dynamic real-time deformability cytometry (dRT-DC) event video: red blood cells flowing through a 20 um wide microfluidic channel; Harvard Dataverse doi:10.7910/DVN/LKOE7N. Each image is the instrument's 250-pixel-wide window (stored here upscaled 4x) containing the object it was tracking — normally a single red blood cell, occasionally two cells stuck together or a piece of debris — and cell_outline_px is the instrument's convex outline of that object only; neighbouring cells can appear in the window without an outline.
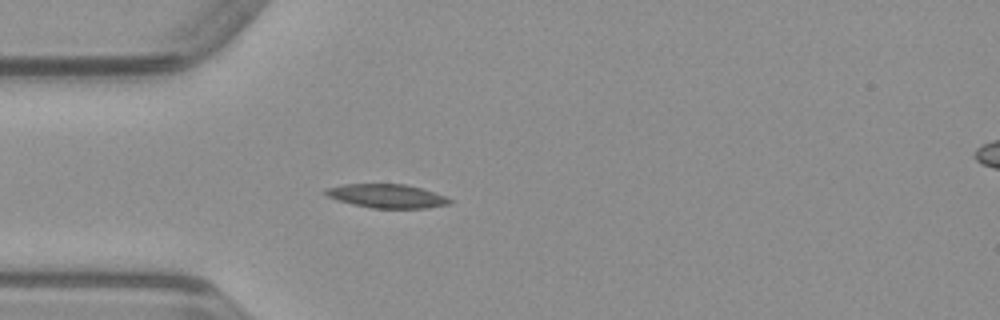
{"species": "common noctule bat (a hibernating species)", "species_latin": "Nyctalus noctula", "temperature_condition": "warm", "stored_images_in_passage": 49, "camera_frame_rate_fps": 3000, "um_per_image_px": 0.085, "animal": {"sex": "male", "body_mass_g": 23.1, "forearm_length_mm": 52.7}, "frame": {"image": 1, "passage_image": 13, "time_ms": 4.0, "image_size_px": [1000, 320], "cell_outline_px": [[452, 200], [448, 204], [428, 208], [372, 208], [352, 204], [328, 196], [324, 192], [324, 188], [344, 184], [404, 184], [420, 188], [444, 196]], "centroid_in_image_um": [32.85, 16.66], "position_along_channel_um": 52.1, "area_um2": 16.94}}
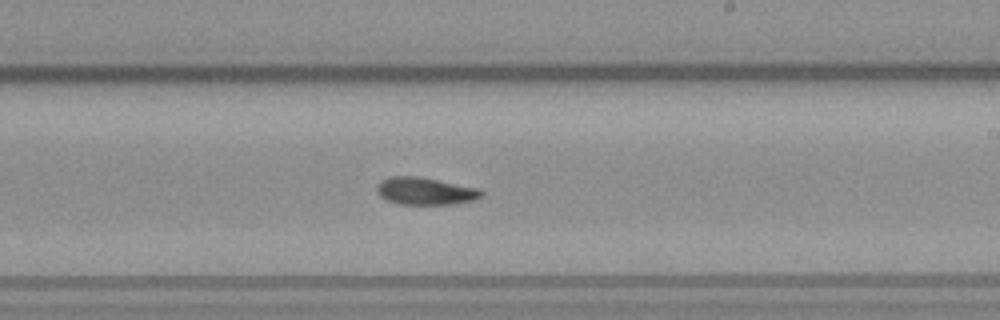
{"frame": {"image": 2, "passage_image": 28, "time_ms": 9.0, "image_size_px": [1000, 320], "cell_outline_px": [[484, 192], [476, 200], [456, 204], [400, 204], [388, 200], [380, 196], [376, 188], [380, 180], [388, 176], [416, 176], [480, 188]], "centroid_in_image_um": [36.16, 16.24], "position_along_channel_um": 252.8, "area_um2": 16.7}}
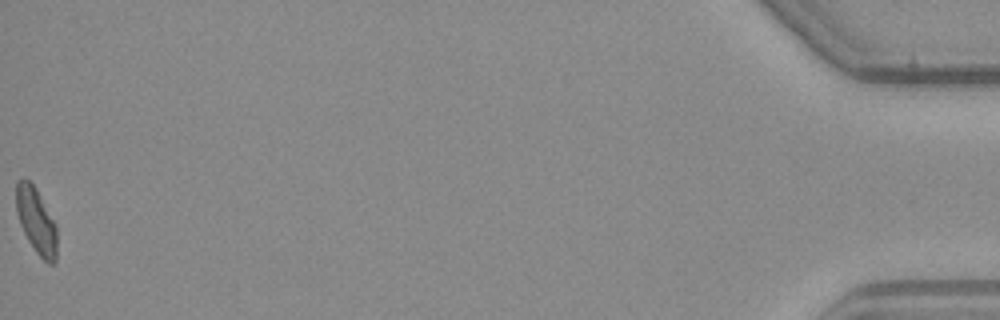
{"frame": {"image": 3, "passage_image": 49, "time_ms": 16.0, "image_size_px": [1000, 320], "cell_outline_px": [[56, 260], [52, 264], [48, 264], [36, 252], [28, 240], [20, 224], [16, 212], [16, 184], [24, 176], [36, 188], [56, 224]], "centroid_in_image_um": [3.07, 18.75], "position_along_channel_um": 432.1, "area_um2": 15.55}}